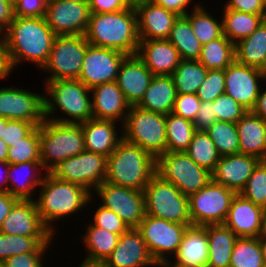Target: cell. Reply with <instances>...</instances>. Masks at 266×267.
Segmentation results:
<instances>
[{
	"label": "cell",
	"instance_id": "cell-1",
	"mask_svg": "<svg viewBox=\"0 0 266 267\" xmlns=\"http://www.w3.org/2000/svg\"><path fill=\"white\" fill-rule=\"evenodd\" d=\"M45 17L15 16L1 34L11 71L21 63H34L41 70L47 62L55 38Z\"/></svg>",
	"mask_w": 266,
	"mask_h": 267
},
{
	"label": "cell",
	"instance_id": "cell-2",
	"mask_svg": "<svg viewBox=\"0 0 266 267\" xmlns=\"http://www.w3.org/2000/svg\"><path fill=\"white\" fill-rule=\"evenodd\" d=\"M39 188V194L34 199L37 211L43 224L57 237L56 223H62L76 213L77 217L80 216L78 213L86 210V206H90L89 203L95 199L85 187L58 179L50 172H47Z\"/></svg>",
	"mask_w": 266,
	"mask_h": 267
},
{
	"label": "cell",
	"instance_id": "cell-3",
	"mask_svg": "<svg viewBox=\"0 0 266 267\" xmlns=\"http://www.w3.org/2000/svg\"><path fill=\"white\" fill-rule=\"evenodd\" d=\"M84 35L90 45L136 55L140 42L136 10L91 13Z\"/></svg>",
	"mask_w": 266,
	"mask_h": 267
},
{
	"label": "cell",
	"instance_id": "cell-4",
	"mask_svg": "<svg viewBox=\"0 0 266 267\" xmlns=\"http://www.w3.org/2000/svg\"><path fill=\"white\" fill-rule=\"evenodd\" d=\"M42 85L45 93V119L81 123L93 118L90 89L80 80L60 79L46 81Z\"/></svg>",
	"mask_w": 266,
	"mask_h": 267
},
{
	"label": "cell",
	"instance_id": "cell-5",
	"mask_svg": "<svg viewBox=\"0 0 266 267\" xmlns=\"http://www.w3.org/2000/svg\"><path fill=\"white\" fill-rule=\"evenodd\" d=\"M156 174V159L138 145L122 139L107 157L105 181L144 191Z\"/></svg>",
	"mask_w": 266,
	"mask_h": 267
},
{
	"label": "cell",
	"instance_id": "cell-6",
	"mask_svg": "<svg viewBox=\"0 0 266 267\" xmlns=\"http://www.w3.org/2000/svg\"><path fill=\"white\" fill-rule=\"evenodd\" d=\"M40 160L50 172L63 160L85 150L81 123H61L46 119L39 125Z\"/></svg>",
	"mask_w": 266,
	"mask_h": 267
},
{
	"label": "cell",
	"instance_id": "cell-7",
	"mask_svg": "<svg viewBox=\"0 0 266 267\" xmlns=\"http://www.w3.org/2000/svg\"><path fill=\"white\" fill-rule=\"evenodd\" d=\"M166 115L130 106L122 124L123 139L138 145L155 159L167 152Z\"/></svg>",
	"mask_w": 266,
	"mask_h": 267
},
{
	"label": "cell",
	"instance_id": "cell-8",
	"mask_svg": "<svg viewBox=\"0 0 266 267\" xmlns=\"http://www.w3.org/2000/svg\"><path fill=\"white\" fill-rule=\"evenodd\" d=\"M145 214L180 224H192L189 198L173 183L155 174L144 188Z\"/></svg>",
	"mask_w": 266,
	"mask_h": 267
},
{
	"label": "cell",
	"instance_id": "cell-9",
	"mask_svg": "<svg viewBox=\"0 0 266 267\" xmlns=\"http://www.w3.org/2000/svg\"><path fill=\"white\" fill-rule=\"evenodd\" d=\"M88 45L85 35L55 36L48 60L41 68L50 74L43 79V84L46 81L78 79Z\"/></svg>",
	"mask_w": 266,
	"mask_h": 267
},
{
	"label": "cell",
	"instance_id": "cell-10",
	"mask_svg": "<svg viewBox=\"0 0 266 267\" xmlns=\"http://www.w3.org/2000/svg\"><path fill=\"white\" fill-rule=\"evenodd\" d=\"M156 174L173 183L188 197L211 180V172L197 165L186 152H166L160 155L156 159Z\"/></svg>",
	"mask_w": 266,
	"mask_h": 267
},
{
	"label": "cell",
	"instance_id": "cell-11",
	"mask_svg": "<svg viewBox=\"0 0 266 267\" xmlns=\"http://www.w3.org/2000/svg\"><path fill=\"white\" fill-rule=\"evenodd\" d=\"M236 193L210 180L189 198V214L194 226L224 224Z\"/></svg>",
	"mask_w": 266,
	"mask_h": 267
},
{
	"label": "cell",
	"instance_id": "cell-12",
	"mask_svg": "<svg viewBox=\"0 0 266 267\" xmlns=\"http://www.w3.org/2000/svg\"><path fill=\"white\" fill-rule=\"evenodd\" d=\"M145 214L137 229L141 232L148 252L157 263H168L176 254L188 226Z\"/></svg>",
	"mask_w": 266,
	"mask_h": 267
},
{
	"label": "cell",
	"instance_id": "cell-13",
	"mask_svg": "<svg viewBox=\"0 0 266 267\" xmlns=\"http://www.w3.org/2000/svg\"><path fill=\"white\" fill-rule=\"evenodd\" d=\"M107 156L82 151L55 166L50 173L58 179L85 187L92 194L105 181Z\"/></svg>",
	"mask_w": 266,
	"mask_h": 267
},
{
	"label": "cell",
	"instance_id": "cell-14",
	"mask_svg": "<svg viewBox=\"0 0 266 267\" xmlns=\"http://www.w3.org/2000/svg\"><path fill=\"white\" fill-rule=\"evenodd\" d=\"M95 193V194H94ZM101 205L115 212L129 228H137L145 216L143 191L102 182L92 194Z\"/></svg>",
	"mask_w": 266,
	"mask_h": 267
},
{
	"label": "cell",
	"instance_id": "cell-15",
	"mask_svg": "<svg viewBox=\"0 0 266 267\" xmlns=\"http://www.w3.org/2000/svg\"><path fill=\"white\" fill-rule=\"evenodd\" d=\"M0 117L42 124L45 119L44 93L27 88L5 86L0 88Z\"/></svg>",
	"mask_w": 266,
	"mask_h": 267
},
{
	"label": "cell",
	"instance_id": "cell-16",
	"mask_svg": "<svg viewBox=\"0 0 266 267\" xmlns=\"http://www.w3.org/2000/svg\"><path fill=\"white\" fill-rule=\"evenodd\" d=\"M88 0H50L45 19L58 35H84L90 18Z\"/></svg>",
	"mask_w": 266,
	"mask_h": 267
},
{
	"label": "cell",
	"instance_id": "cell-17",
	"mask_svg": "<svg viewBox=\"0 0 266 267\" xmlns=\"http://www.w3.org/2000/svg\"><path fill=\"white\" fill-rule=\"evenodd\" d=\"M127 55L108 48L88 45L78 80L87 88L116 81L121 62Z\"/></svg>",
	"mask_w": 266,
	"mask_h": 267
},
{
	"label": "cell",
	"instance_id": "cell-18",
	"mask_svg": "<svg viewBox=\"0 0 266 267\" xmlns=\"http://www.w3.org/2000/svg\"><path fill=\"white\" fill-rule=\"evenodd\" d=\"M224 74L225 94L237 101L245 110L251 111L264 84L259 69L234 60L224 70Z\"/></svg>",
	"mask_w": 266,
	"mask_h": 267
},
{
	"label": "cell",
	"instance_id": "cell-19",
	"mask_svg": "<svg viewBox=\"0 0 266 267\" xmlns=\"http://www.w3.org/2000/svg\"><path fill=\"white\" fill-rule=\"evenodd\" d=\"M260 161L258 157L241 153L220 156L211 180L240 194Z\"/></svg>",
	"mask_w": 266,
	"mask_h": 267
},
{
	"label": "cell",
	"instance_id": "cell-20",
	"mask_svg": "<svg viewBox=\"0 0 266 267\" xmlns=\"http://www.w3.org/2000/svg\"><path fill=\"white\" fill-rule=\"evenodd\" d=\"M141 232L129 228L120 235L118 244L104 262L105 267H155Z\"/></svg>",
	"mask_w": 266,
	"mask_h": 267
},
{
	"label": "cell",
	"instance_id": "cell-21",
	"mask_svg": "<svg viewBox=\"0 0 266 267\" xmlns=\"http://www.w3.org/2000/svg\"><path fill=\"white\" fill-rule=\"evenodd\" d=\"M0 232L21 236H54L43 224L34 200L19 199L3 221Z\"/></svg>",
	"mask_w": 266,
	"mask_h": 267
},
{
	"label": "cell",
	"instance_id": "cell-22",
	"mask_svg": "<svg viewBox=\"0 0 266 267\" xmlns=\"http://www.w3.org/2000/svg\"><path fill=\"white\" fill-rule=\"evenodd\" d=\"M264 208L236 194L224 225L238 237H259L263 231Z\"/></svg>",
	"mask_w": 266,
	"mask_h": 267
},
{
	"label": "cell",
	"instance_id": "cell-23",
	"mask_svg": "<svg viewBox=\"0 0 266 267\" xmlns=\"http://www.w3.org/2000/svg\"><path fill=\"white\" fill-rule=\"evenodd\" d=\"M153 77L154 75L137 55H129L120 64L116 82L132 106L141 101Z\"/></svg>",
	"mask_w": 266,
	"mask_h": 267
},
{
	"label": "cell",
	"instance_id": "cell-24",
	"mask_svg": "<svg viewBox=\"0 0 266 267\" xmlns=\"http://www.w3.org/2000/svg\"><path fill=\"white\" fill-rule=\"evenodd\" d=\"M90 92L93 118L124 123L131 105L116 81L97 85Z\"/></svg>",
	"mask_w": 266,
	"mask_h": 267
},
{
	"label": "cell",
	"instance_id": "cell-25",
	"mask_svg": "<svg viewBox=\"0 0 266 267\" xmlns=\"http://www.w3.org/2000/svg\"><path fill=\"white\" fill-rule=\"evenodd\" d=\"M140 41L168 39L178 15L164 7L150 3L136 9Z\"/></svg>",
	"mask_w": 266,
	"mask_h": 267
},
{
	"label": "cell",
	"instance_id": "cell-26",
	"mask_svg": "<svg viewBox=\"0 0 266 267\" xmlns=\"http://www.w3.org/2000/svg\"><path fill=\"white\" fill-rule=\"evenodd\" d=\"M81 127L84 135V147L89 152L108 157L123 139L122 124L114 120L91 118L81 122Z\"/></svg>",
	"mask_w": 266,
	"mask_h": 267
},
{
	"label": "cell",
	"instance_id": "cell-27",
	"mask_svg": "<svg viewBox=\"0 0 266 267\" xmlns=\"http://www.w3.org/2000/svg\"><path fill=\"white\" fill-rule=\"evenodd\" d=\"M172 258L167 263L171 267H207L208 236L205 226H188Z\"/></svg>",
	"mask_w": 266,
	"mask_h": 267
},
{
	"label": "cell",
	"instance_id": "cell-28",
	"mask_svg": "<svg viewBox=\"0 0 266 267\" xmlns=\"http://www.w3.org/2000/svg\"><path fill=\"white\" fill-rule=\"evenodd\" d=\"M153 75H171L182 60L178 50L167 40L140 41L136 54Z\"/></svg>",
	"mask_w": 266,
	"mask_h": 267
},
{
	"label": "cell",
	"instance_id": "cell-29",
	"mask_svg": "<svg viewBox=\"0 0 266 267\" xmlns=\"http://www.w3.org/2000/svg\"><path fill=\"white\" fill-rule=\"evenodd\" d=\"M46 174L41 161L9 164L8 192L18 199L34 200Z\"/></svg>",
	"mask_w": 266,
	"mask_h": 267
},
{
	"label": "cell",
	"instance_id": "cell-30",
	"mask_svg": "<svg viewBox=\"0 0 266 267\" xmlns=\"http://www.w3.org/2000/svg\"><path fill=\"white\" fill-rule=\"evenodd\" d=\"M236 125L239 153L263 160L266 156V122L252 111H247Z\"/></svg>",
	"mask_w": 266,
	"mask_h": 267
},
{
	"label": "cell",
	"instance_id": "cell-31",
	"mask_svg": "<svg viewBox=\"0 0 266 267\" xmlns=\"http://www.w3.org/2000/svg\"><path fill=\"white\" fill-rule=\"evenodd\" d=\"M176 96V88L171 75H154L137 106L167 115L173 111Z\"/></svg>",
	"mask_w": 266,
	"mask_h": 267
},
{
	"label": "cell",
	"instance_id": "cell-32",
	"mask_svg": "<svg viewBox=\"0 0 266 267\" xmlns=\"http://www.w3.org/2000/svg\"><path fill=\"white\" fill-rule=\"evenodd\" d=\"M208 236L207 267H229L238 236L224 224L205 225Z\"/></svg>",
	"mask_w": 266,
	"mask_h": 267
},
{
	"label": "cell",
	"instance_id": "cell-33",
	"mask_svg": "<svg viewBox=\"0 0 266 267\" xmlns=\"http://www.w3.org/2000/svg\"><path fill=\"white\" fill-rule=\"evenodd\" d=\"M85 228L87 230H84V234H81L80 237L86 248L84 259L104 263L117 246L120 235L96 227L90 222L86 224Z\"/></svg>",
	"mask_w": 266,
	"mask_h": 267
},
{
	"label": "cell",
	"instance_id": "cell-34",
	"mask_svg": "<svg viewBox=\"0 0 266 267\" xmlns=\"http://www.w3.org/2000/svg\"><path fill=\"white\" fill-rule=\"evenodd\" d=\"M57 237L54 236H21L0 232V262L9 257L28 252H47Z\"/></svg>",
	"mask_w": 266,
	"mask_h": 267
},
{
	"label": "cell",
	"instance_id": "cell-35",
	"mask_svg": "<svg viewBox=\"0 0 266 267\" xmlns=\"http://www.w3.org/2000/svg\"><path fill=\"white\" fill-rule=\"evenodd\" d=\"M266 57V19L249 36L235 44V60L260 68Z\"/></svg>",
	"mask_w": 266,
	"mask_h": 267
},
{
	"label": "cell",
	"instance_id": "cell-36",
	"mask_svg": "<svg viewBox=\"0 0 266 267\" xmlns=\"http://www.w3.org/2000/svg\"><path fill=\"white\" fill-rule=\"evenodd\" d=\"M222 11L223 35L234 44L249 37L264 20L261 15L236 10Z\"/></svg>",
	"mask_w": 266,
	"mask_h": 267
},
{
	"label": "cell",
	"instance_id": "cell-37",
	"mask_svg": "<svg viewBox=\"0 0 266 267\" xmlns=\"http://www.w3.org/2000/svg\"><path fill=\"white\" fill-rule=\"evenodd\" d=\"M179 52L182 60H198L202 44L195 37L190 21L179 16L167 39Z\"/></svg>",
	"mask_w": 266,
	"mask_h": 267
},
{
	"label": "cell",
	"instance_id": "cell-38",
	"mask_svg": "<svg viewBox=\"0 0 266 267\" xmlns=\"http://www.w3.org/2000/svg\"><path fill=\"white\" fill-rule=\"evenodd\" d=\"M235 60V44L224 35L203 44L198 61L207 70H225Z\"/></svg>",
	"mask_w": 266,
	"mask_h": 267
},
{
	"label": "cell",
	"instance_id": "cell-39",
	"mask_svg": "<svg viewBox=\"0 0 266 267\" xmlns=\"http://www.w3.org/2000/svg\"><path fill=\"white\" fill-rule=\"evenodd\" d=\"M208 70L198 60H181L171 74L177 95L196 94Z\"/></svg>",
	"mask_w": 266,
	"mask_h": 267
},
{
	"label": "cell",
	"instance_id": "cell-40",
	"mask_svg": "<svg viewBox=\"0 0 266 267\" xmlns=\"http://www.w3.org/2000/svg\"><path fill=\"white\" fill-rule=\"evenodd\" d=\"M202 3L191 9L185 17L190 21L195 37L203 45L223 35L222 17L216 19ZM219 20V21H218Z\"/></svg>",
	"mask_w": 266,
	"mask_h": 267
},
{
	"label": "cell",
	"instance_id": "cell-41",
	"mask_svg": "<svg viewBox=\"0 0 266 267\" xmlns=\"http://www.w3.org/2000/svg\"><path fill=\"white\" fill-rule=\"evenodd\" d=\"M165 125L167 152H185L196 131L193 122L171 112Z\"/></svg>",
	"mask_w": 266,
	"mask_h": 267
},
{
	"label": "cell",
	"instance_id": "cell-42",
	"mask_svg": "<svg viewBox=\"0 0 266 267\" xmlns=\"http://www.w3.org/2000/svg\"><path fill=\"white\" fill-rule=\"evenodd\" d=\"M185 152L197 165L209 172L215 169L220 159L216 146L206 131H195Z\"/></svg>",
	"mask_w": 266,
	"mask_h": 267
},
{
	"label": "cell",
	"instance_id": "cell-43",
	"mask_svg": "<svg viewBox=\"0 0 266 267\" xmlns=\"http://www.w3.org/2000/svg\"><path fill=\"white\" fill-rule=\"evenodd\" d=\"M229 267H265L258 237H238Z\"/></svg>",
	"mask_w": 266,
	"mask_h": 267
},
{
	"label": "cell",
	"instance_id": "cell-44",
	"mask_svg": "<svg viewBox=\"0 0 266 267\" xmlns=\"http://www.w3.org/2000/svg\"><path fill=\"white\" fill-rule=\"evenodd\" d=\"M220 156L239 153V137L236 123L215 121L206 130Z\"/></svg>",
	"mask_w": 266,
	"mask_h": 267
},
{
	"label": "cell",
	"instance_id": "cell-45",
	"mask_svg": "<svg viewBox=\"0 0 266 267\" xmlns=\"http://www.w3.org/2000/svg\"><path fill=\"white\" fill-rule=\"evenodd\" d=\"M40 160L39 126H36L26 137L12 143L8 149L7 162L18 164Z\"/></svg>",
	"mask_w": 266,
	"mask_h": 267
},
{
	"label": "cell",
	"instance_id": "cell-46",
	"mask_svg": "<svg viewBox=\"0 0 266 267\" xmlns=\"http://www.w3.org/2000/svg\"><path fill=\"white\" fill-rule=\"evenodd\" d=\"M240 194L255 205L266 208V164L261 160Z\"/></svg>",
	"mask_w": 266,
	"mask_h": 267
},
{
	"label": "cell",
	"instance_id": "cell-47",
	"mask_svg": "<svg viewBox=\"0 0 266 267\" xmlns=\"http://www.w3.org/2000/svg\"><path fill=\"white\" fill-rule=\"evenodd\" d=\"M91 217L90 223L92 225L117 235H121L129 229L128 225L115 212L101 204L96 207Z\"/></svg>",
	"mask_w": 266,
	"mask_h": 267
},
{
	"label": "cell",
	"instance_id": "cell-48",
	"mask_svg": "<svg viewBox=\"0 0 266 267\" xmlns=\"http://www.w3.org/2000/svg\"><path fill=\"white\" fill-rule=\"evenodd\" d=\"M225 93L224 70H208L207 75L197 91L201 101L213 102L218 96Z\"/></svg>",
	"mask_w": 266,
	"mask_h": 267
},
{
	"label": "cell",
	"instance_id": "cell-49",
	"mask_svg": "<svg viewBox=\"0 0 266 267\" xmlns=\"http://www.w3.org/2000/svg\"><path fill=\"white\" fill-rule=\"evenodd\" d=\"M213 102L217 121L237 123L247 112L237 101L225 93L218 96Z\"/></svg>",
	"mask_w": 266,
	"mask_h": 267
},
{
	"label": "cell",
	"instance_id": "cell-50",
	"mask_svg": "<svg viewBox=\"0 0 266 267\" xmlns=\"http://www.w3.org/2000/svg\"><path fill=\"white\" fill-rule=\"evenodd\" d=\"M201 100L197 94H180L176 96L173 113L190 121H194L200 108Z\"/></svg>",
	"mask_w": 266,
	"mask_h": 267
},
{
	"label": "cell",
	"instance_id": "cell-51",
	"mask_svg": "<svg viewBox=\"0 0 266 267\" xmlns=\"http://www.w3.org/2000/svg\"><path fill=\"white\" fill-rule=\"evenodd\" d=\"M35 127L34 123L27 121L6 119L2 140L10 147L12 143H17L20 139L26 137Z\"/></svg>",
	"mask_w": 266,
	"mask_h": 267
},
{
	"label": "cell",
	"instance_id": "cell-52",
	"mask_svg": "<svg viewBox=\"0 0 266 267\" xmlns=\"http://www.w3.org/2000/svg\"><path fill=\"white\" fill-rule=\"evenodd\" d=\"M50 0H14V16L45 17Z\"/></svg>",
	"mask_w": 266,
	"mask_h": 267
},
{
	"label": "cell",
	"instance_id": "cell-53",
	"mask_svg": "<svg viewBox=\"0 0 266 267\" xmlns=\"http://www.w3.org/2000/svg\"><path fill=\"white\" fill-rule=\"evenodd\" d=\"M222 10H236L249 14L261 15L266 19L265 0H227Z\"/></svg>",
	"mask_w": 266,
	"mask_h": 267
},
{
	"label": "cell",
	"instance_id": "cell-54",
	"mask_svg": "<svg viewBox=\"0 0 266 267\" xmlns=\"http://www.w3.org/2000/svg\"><path fill=\"white\" fill-rule=\"evenodd\" d=\"M47 252H28L9 257L4 263L6 267H46L44 264ZM46 255V256H45ZM45 258V259H44Z\"/></svg>",
	"mask_w": 266,
	"mask_h": 267
},
{
	"label": "cell",
	"instance_id": "cell-55",
	"mask_svg": "<svg viewBox=\"0 0 266 267\" xmlns=\"http://www.w3.org/2000/svg\"><path fill=\"white\" fill-rule=\"evenodd\" d=\"M215 121H217V115L214 110V102L201 101L200 108L193 121L195 130L206 131Z\"/></svg>",
	"mask_w": 266,
	"mask_h": 267
},
{
	"label": "cell",
	"instance_id": "cell-56",
	"mask_svg": "<svg viewBox=\"0 0 266 267\" xmlns=\"http://www.w3.org/2000/svg\"><path fill=\"white\" fill-rule=\"evenodd\" d=\"M90 13H110L130 8L127 0H88Z\"/></svg>",
	"mask_w": 266,
	"mask_h": 267
},
{
	"label": "cell",
	"instance_id": "cell-57",
	"mask_svg": "<svg viewBox=\"0 0 266 267\" xmlns=\"http://www.w3.org/2000/svg\"><path fill=\"white\" fill-rule=\"evenodd\" d=\"M194 2V0H154L153 4L164 7L166 10L176 13L178 16H185L189 12V9H194L201 4V1ZM189 5L192 7L190 8Z\"/></svg>",
	"mask_w": 266,
	"mask_h": 267
},
{
	"label": "cell",
	"instance_id": "cell-58",
	"mask_svg": "<svg viewBox=\"0 0 266 267\" xmlns=\"http://www.w3.org/2000/svg\"><path fill=\"white\" fill-rule=\"evenodd\" d=\"M14 17V0H0V34L9 27Z\"/></svg>",
	"mask_w": 266,
	"mask_h": 267
},
{
	"label": "cell",
	"instance_id": "cell-59",
	"mask_svg": "<svg viewBox=\"0 0 266 267\" xmlns=\"http://www.w3.org/2000/svg\"><path fill=\"white\" fill-rule=\"evenodd\" d=\"M18 200L17 197L12 196L9 192H0V227Z\"/></svg>",
	"mask_w": 266,
	"mask_h": 267
},
{
	"label": "cell",
	"instance_id": "cell-60",
	"mask_svg": "<svg viewBox=\"0 0 266 267\" xmlns=\"http://www.w3.org/2000/svg\"><path fill=\"white\" fill-rule=\"evenodd\" d=\"M266 83L263 84L257 97L254 108L251 110L254 114L261 117L266 122Z\"/></svg>",
	"mask_w": 266,
	"mask_h": 267
},
{
	"label": "cell",
	"instance_id": "cell-61",
	"mask_svg": "<svg viewBox=\"0 0 266 267\" xmlns=\"http://www.w3.org/2000/svg\"><path fill=\"white\" fill-rule=\"evenodd\" d=\"M12 73L5 51V46L2 38L0 39V80L7 79V77Z\"/></svg>",
	"mask_w": 266,
	"mask_h": 267
},
{
	"label": "cell",
	"instance_id": "cell-62",
	"mask_svg": "<svg viewBox=\"0 0 266 267\" xmlns=\"http://www.w3.org/2000/svg\"><path fill=\"white\" fill-rule=\"evenodd\" d=\"M2 167L1 171L0 169V192H8V169H9V163L8 162H4V161H0V168ZM4 168V169H3Z\"/></svg>",
	"mask_w": 266,
	"mask_h": 267
},
{
	"label": "cell",
	"instance_id": "cell-63",
	"mask_svg": "<svg viewBox=\"0 0 266 267\" xmlns=\"http://www.w3.org/2000/svg\"><path fill=\"white\" fill-rule=\"evenodd\" d=\"M8 149H9V146L1 138L0 139V161L7 162Z\"/></svg>",
	"mask_w": 266,
	"mask_h": 267
},
{
	"label": "cell",
	"instance_id": "cell-64",
	"mask_svg": "<svg viewBox=\"0 0 266 267\" xmlns=\"http://www.w3.org/2000/svg\"><path fill=\"white\" fill-rule=\"evenodd\" d=\"M79 263H80V265H78L77 267H105L104 263H102V262L89 261L86 259L83 260V257Z\"/></svg>",
	"mask_w": 266,
	"mask_h": 267
},
{
	"label": "cell",
	"instance_id": "cell-65",
	"mask_svg": "<svg viewBox=\"0 0 266 267\" xmlns=\"http://www.w3.org/2000/svg\"><path fill=\"white\" fill-rule=\"evenodd\" d=\"M258 239H259V243H260L263 261H264V264L266 266V236L261 234L258 237Z\"/></svg>",
	"mask_w": 266,
	"mask_h": 267
},
{
	"label": "cell",
	"instance_id": "cell-66",
	"mask_svg": "<svg viewBox=\"0 0 266 267\" xmlns=\"http://www.w3.org/2000/svg\"><path fill=\"white\" fill-rule=\"evenodd\" d=\"M127 1L130 8L136 9L140 5L153 3L154 0H127Z\"/></svg>",
	"mask_w": 266,
	"mask_h": 267
},
{
	"label": "cell",
	"instance_id": "cell-67",
	"mask_svg": "<svg viewBox=\"0 0 266 267\" xmlns=\"http://www.w3.org/2000/svg\"><path fill=\"white\" fill-rule=\"evenodd\" d=\"M259 72L264 80V83H266V57L264 59L263 64L259 68Z\"/></svg>",
	"mask_w": 266,
	"mask_h": 267
},
{
	"label": "cell",
	"instance_id": "cell-68",
	"mask_svg": "<svg viewBox=\"0 0 266 267\" xmlns=\"http://www.w3.org/2000/svg\"><path fill=\"white\" fill-rule=\"evenodd\" d=\"M6 127V118L0 117V139L4 136V128Z\"/></svg>",
	"mask_w": 266,
	"mask_h": 267
},
{
	"label": "cell",
	"instance_id": "cell-69",
	"mask_svg": "<svg viewBox=\"0 0 266 267\" xmlns=\"http://www.w3.org/2000/svg\"><path fill=\"white\" fill-rule=\"evenodd\" d=\"M262 235L266 236V208L264 209V219H263V231Z\"/></svg>",
	"mask_w": 266,
	"mask_h": 267
},
{
	"label": "cell",
	"instance_id": "cell-70",
	"mask_svg": "<svg viewBox=\"0 0 266 267\" xmlns=\"http://www.w3.org/2000/svg\"><path fill=\"white\" fill-rule=\"evenodd\" d=\"M155 267H171V266L167 263H160V264H156Z\"/></svg>",
	"mask_w": 266,
	"mask_h": 267
},
{
	"label": "cell",
	"instance_id": "cell-71",
	"mask_svg": "<svg viewBox=\"0 0 266 267\" xmlns=\"http://www.w3.org/2000/svg\"><path fill=\"white\" fill-rule=\"evenodd\" d=\"M0 267H6L4 262H0Z\"/></svg>",
	"mask_w": 266,
	"mask_h": 267
},
{
	"label": "cell",
	"instance_id": "cell-72",
	"mask_svg": "<svg viewBox=\"0 0 266 267\" xmlns=\"http://www.w3.org/2000/svg\"><path fill=\"white\" fill-rule=\"evenodd\" d=\"M262 161L266 164V156H265V158Z\"/></svg>",
	"mask_w": 266,
	"mask_h": 267
}]
</instances>
